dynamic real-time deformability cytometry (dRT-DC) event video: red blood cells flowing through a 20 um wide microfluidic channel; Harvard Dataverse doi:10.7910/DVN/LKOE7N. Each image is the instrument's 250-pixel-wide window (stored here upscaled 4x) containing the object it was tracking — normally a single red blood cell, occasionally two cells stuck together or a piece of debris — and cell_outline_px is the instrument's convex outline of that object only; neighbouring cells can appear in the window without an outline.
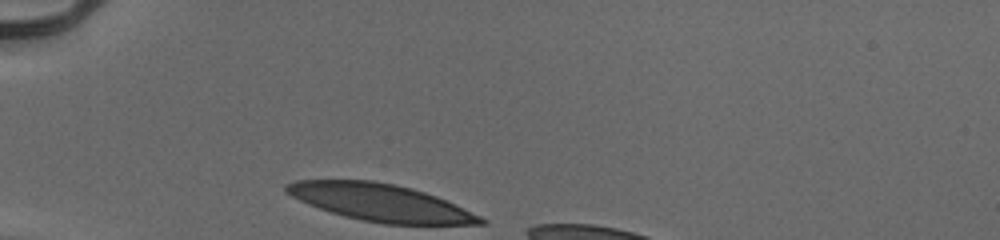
{"species": "human", "species_latin": "Homo sapiens", "temperature_condition": "cold", "stored_images_in_passage": 29, "camera_frame_rate_fps": 3000, "um_per_image_px": 0.085, "donor": {"sex": "male"}, "frame": {"image": 1, "passage_image": 1, "time_ms": 0.0, "image_size_px": [1000, 240], "cell_outline_px": [[488, 224], [384, 224], [344, 216], [308, 204], [284, 192], [284, 184], [296, 180], [372, 180], [396, 184], [412, 188], [436, 196], [480, 216], [488, 220]], "centroid_in_image_um": [32.32, 17.21], "position_along_channel_um": 52.7, "area_um2": 41.79}}
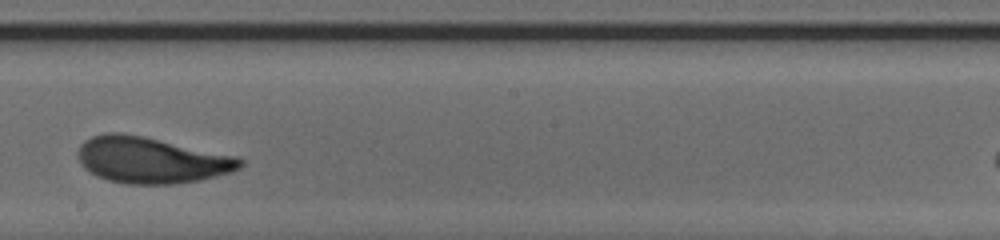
{"frame": {"image": 2, "passage_image": 17, "time_ms": 5.333, "image_size_px": [1000, 240], "cell_outline_px": [[244, 164], [240, 168], [232, 172], [200, 180], [176, 184], [128, 184], [108, 180], [96, 176], [84, 168], [80, 164], [76, 152], [80, 144], [84, 140], [92, 136], [104, 132], [120, 132], [144, 136], [236, 156], [244, 160]], "centroid_in_image_um": [12.83, 13.6], "position_along_channel_um": 235.4, "area_um2": 44.04}}
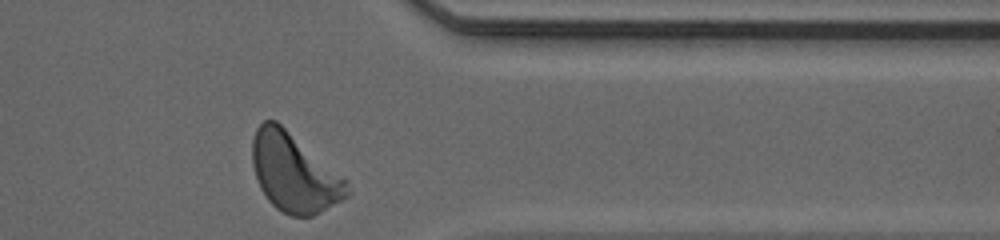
{"frame": {"image": 3, "passage_image": 29, "time_ms": 9.333, "image_size_px": [1000, 240], "cell_outline_px": [[352, 192], [348, 196], [320, 212], [312, 216], [288, 216], [276, 208], [268, 200], [260, 188], [252, 164], [252, 140], [256, 128], [264, 120], [276, 120], [348, 180]], "centroid_in_image_um": [25.01, 14.69], "position_along_channel_um": 386.4, "area_um2": 43.41}, "authors_computed_cell_mechanics": {"area_um2": 42.8876, "velocity_mm_per_s": 3.9055, "shape_relaxation_time_tau1_ms": 2.8684, "shape_relaxation_time_tau2_ms": 1.1779, "deformation_change_tau1": 0.1566, "deformation_change_tau2": 0.0797}}